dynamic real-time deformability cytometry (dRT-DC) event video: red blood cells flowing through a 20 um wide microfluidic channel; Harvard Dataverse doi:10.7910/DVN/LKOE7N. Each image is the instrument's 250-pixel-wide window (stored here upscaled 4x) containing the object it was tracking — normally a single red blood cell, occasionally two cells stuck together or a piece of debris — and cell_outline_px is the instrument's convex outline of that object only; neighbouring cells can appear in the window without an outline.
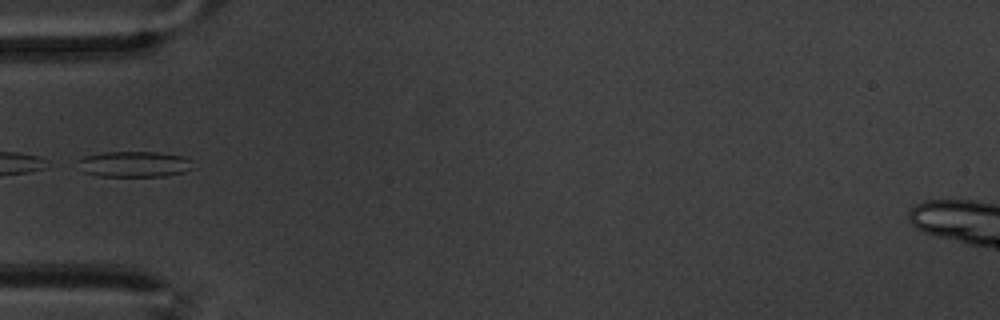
{"species": "common noctule bat (a hibernating species)", "species_latin": "Nyctalus noctula", "temperature_condition": "warm", "stored_images_in_passage": 13, "camera_frame_rate_fps": 3000, "um_per_image_px": 0.085, "animal": {"sex": "male", "body_mass_g": 20.1, "forearm_length_mm": 53.5}, "frame": {"image": 1, "passage_image": 1, "time_ms": 0.0, "image_size_px": [1000, 320], "cell_outline_px": [[192, 168], [184, 172], [164, 176], [96, 176], [84, 172], [76, 160], [84, 156], [104, 152], [156, 152], [180, 156], [192, 160]], "centroid_in_image_um": [11.39, 13.95], "position_along_channel_um": 73.6, "area_um2": 17.22}}
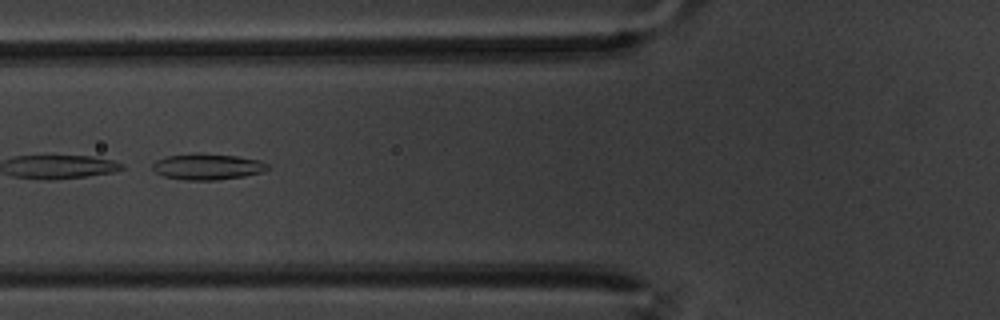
{"frame": {"image": 2, "passage_image": 4, "time_ms": 1.0, "image_size_px": [1000, 320], "cell_outline_px": [[268, 168], [264, 172], [244, 176], [216, 180], [184, 180], [164, 176], [156, 172], [152, 168], [152, 164], [156, 160], [168, 156], [196, 152], [200, 152], [236, 156], [260, 160], [268, 164]], "centroid_in_image_um": [17.63, 14.15], "position_along_channel_um": 108.2, "area_um2": 17.63}}